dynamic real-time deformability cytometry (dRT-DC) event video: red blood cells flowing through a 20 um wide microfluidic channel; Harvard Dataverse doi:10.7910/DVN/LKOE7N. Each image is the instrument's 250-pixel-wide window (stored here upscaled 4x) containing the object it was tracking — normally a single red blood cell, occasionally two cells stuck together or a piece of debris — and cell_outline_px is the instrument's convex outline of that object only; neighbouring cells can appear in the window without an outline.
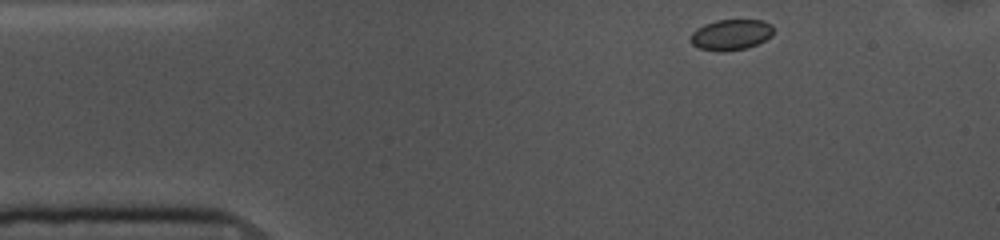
{"species": "common noctule bat (a hibernating species)", "species_latin": "Nyctalus noctula", "temperature_condition": "cold", "stored_images_in_passage": 48, "camera_frame_rate_fps": 3000, "um_per_image_px": 0.085, "animal": {"sex": "female", "body_mass_g": 10.0, "forearm_length_mm": 53.1}, "frame": {"image": 1, "passage_image": 1, "time_ms": 0.0, "image_size_px": [1000, 240], "cell_outline_px": [[772, 36], [756, 44], [744, 48], [724, 52], [720, 52], [700, 48], [692, 44], [688, 40], [692, 32], [696, 28], [704, 24], [716, 20], [764, 20], [772, 24]], "centroid_in_image_um": [62.09, 2.94], "position_along_channel_um": 22.9, "area_um2": 14.91}}
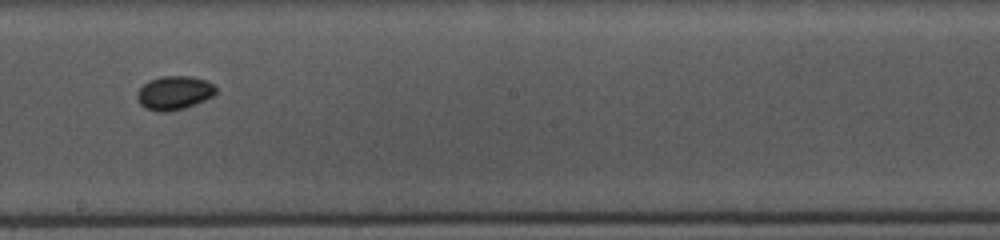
{"frame": {"image": 2, "passage_image": 23, "time_ms": 7.333, "image_size_px": [1000, 240], "cell_outline_px": [[216, 92], [212, 96], [196, 104], [184, 108], [168, 112], [156, 112], [144, 108], [136, 100], [136, 92], [148, 80], [160, 76], [192, 76], [204, 80], [212, 84], [216, 88]], "centroid_in_image_um": [14.75, 7.9], "position_along_channel_um": 233.4, "area_um2": 15.66}}
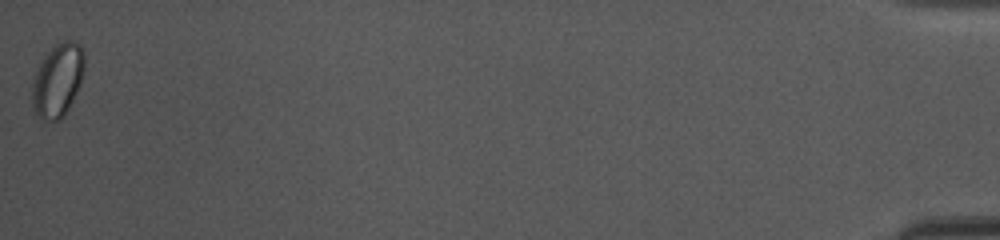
{"frame": {"image": 3, "passage_image": 48, "time_ms": 15.667, "image_size_px": [1000, 240], "cell_outline_px": [[84, 68], [80, 84], [64, 116], [60, 120], [44, 120], [36, 116], [32, 104], [32, 84], [36, 72], [44, 56], [60, 40], [72, 40], [80, 44], [84, 52]], "centroid_in_image_um": [4.9, 6.81], "position_along_channel_um": 430.3, "area_um2": 22.25}}